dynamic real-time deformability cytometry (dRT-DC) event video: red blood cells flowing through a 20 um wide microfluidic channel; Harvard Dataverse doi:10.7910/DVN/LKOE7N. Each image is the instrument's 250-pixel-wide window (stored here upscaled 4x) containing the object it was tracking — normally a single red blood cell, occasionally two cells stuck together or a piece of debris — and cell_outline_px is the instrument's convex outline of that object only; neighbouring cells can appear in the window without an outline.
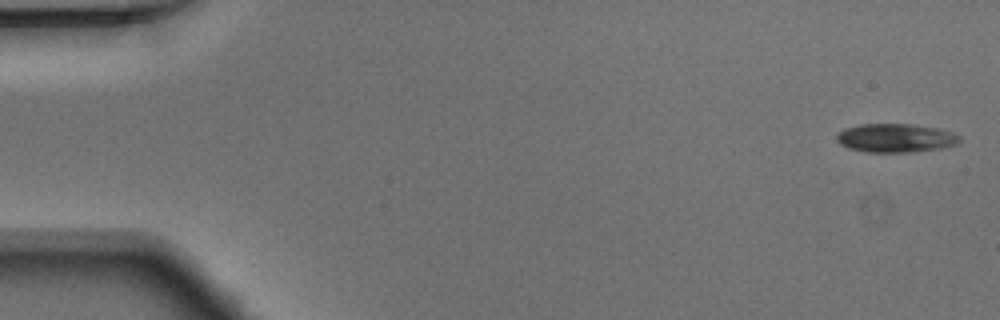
{"species": "Egyptian fruit bat (a non-hibernating species)", "species_latin": "Rousettus aegyptiacus", "temperature_condition": "warm", "stored_images_in_passage": 48, "camera_frame_rate_fps": 3000, "um_per_image_px": 0.085, "animal": {"sex": "male"}, "frame": {"image": 1, "passage_image": 1, "time_ms": 0.0, "image_size_px": [1000, 320], "cell_outline_px": [[960, 140], [956, 144], [940, 148], [912, 152], [868, 152], [848, 148], [840, 144], [836, 140], [836, 136], [844, 128], [860, 124], [912, 124], [940, 128], [952, 132], [960, 136]], "centroid_in_image_um": [76.12, 11.72], "position_along_channel_um": 8.9, "area_um2": 20.58}}
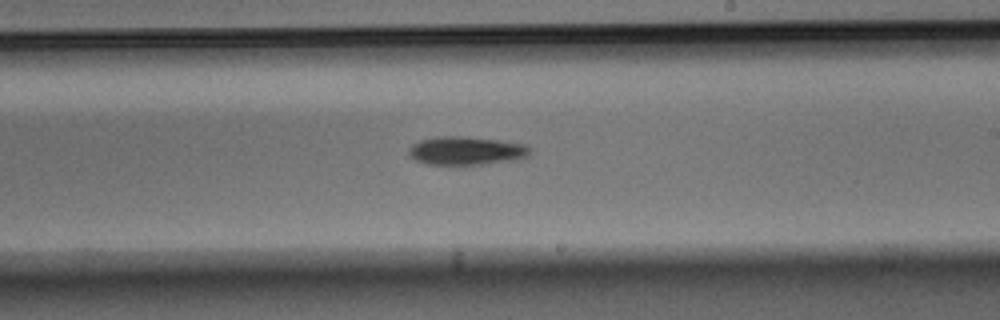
{"frame": {"image": 2, "passage_image": 28, "time_ms": 9.0, "image_size_px": [1000, 320], "cell_outline_px": [[532, 148], [528, 156], [516, 160], [480, 164], [428, 164], [416, 160], [408, 156], [408, 148], [412, 144], [420, 140], [444, 136], [460, 136], [500, 140], [528, 144]], "centroid_in_image_um": [39.66, 12.8], "position_along_channel_um": 249.3, "area_um2": 20.11}}
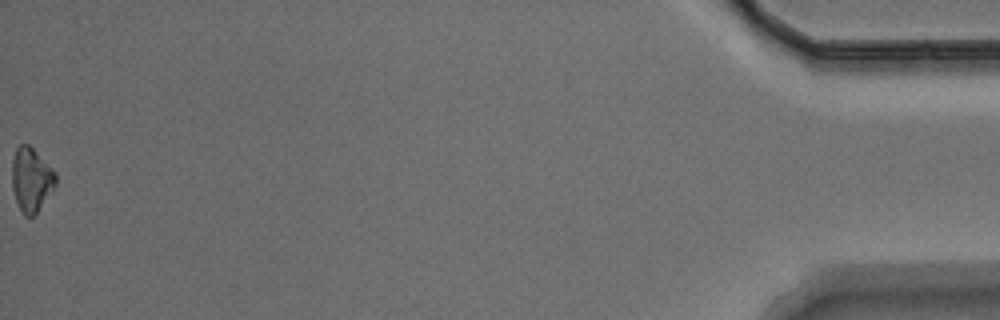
{"frame": {"image": 3, "passage_image": 48, "time_ms": 15.667, "image_size_px": [1000, 320], "cell_outline_px": [[56, 184], [52, 192], [36, 212], [32, 216], [24, 216], [16, 200], [12, 188], [12, 160], [16, 148], [20, 144], [28, 144], [56, 172]], "centroid_in_image_um": [2.65, 15.26], "position_along_channel_um": 432.5, "area_um2": 16.13}}